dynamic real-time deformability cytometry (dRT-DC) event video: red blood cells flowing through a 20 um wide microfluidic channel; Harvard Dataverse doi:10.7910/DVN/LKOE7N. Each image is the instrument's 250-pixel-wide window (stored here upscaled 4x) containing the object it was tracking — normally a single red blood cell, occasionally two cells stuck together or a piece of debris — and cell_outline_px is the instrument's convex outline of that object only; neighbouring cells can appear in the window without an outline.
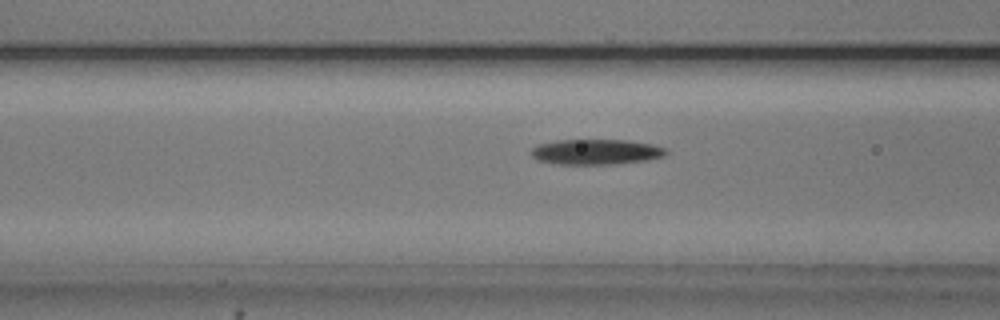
{"species": "common noctule bat (a hibernating species)", "species_latin": "Nyctalus noctula", "temperature_condition": "cold", "stored_images_in_passage": 40, "camera_frame_rate_fps": 3000, "um_per_image_px": 0.085, "animal": {"sex": "male", "body_mass_g": 20.5, "forearm_length_mm": 52.5}, "frame": {"image": 1, "passage_image": 7, "time_ms": 2.0, "image_size_px": [1000, 320], "cell_outline_px": [[668, 152], [664, 156], [648, 160], [616, 164], [556, 164], [536, 160], [532, 156], [532, 148], [536, 144], [556, 140], [628, 140], [652, 144], [664, 148]], "centroid_in_image_um": [50.64, 12.91], "position_along_channel_um": 116.0, "area_um2": 20.06}}
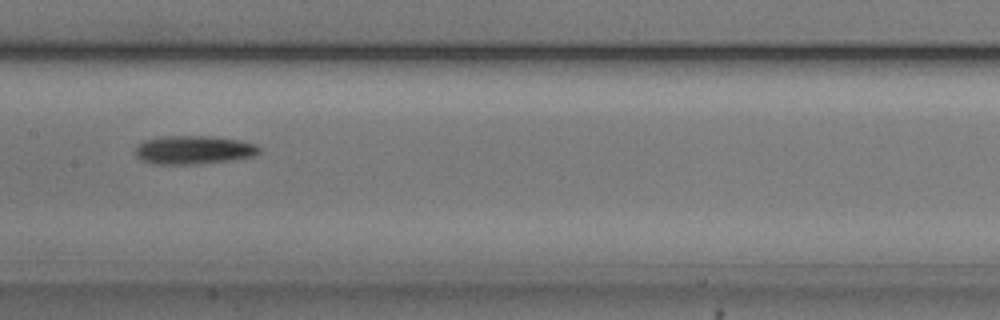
{"frame": {"image": 2, "passage_image": 13, "time_ms": 4.0, "image_size_px": [1000, 320], "cell_outline_px": [[260, 152], [252, 156], [236, 160], [196, 164], [152, 164], [140, 160], [136, 156], [136, 144], [144, 140], [160, 136], [212, 136], [240, 140], [256, 144], [260, 148]], "centroid_in_image_um": [16.44, 12.74], "position_along_channel_um": 191.0, "area_um2": 20.92}}
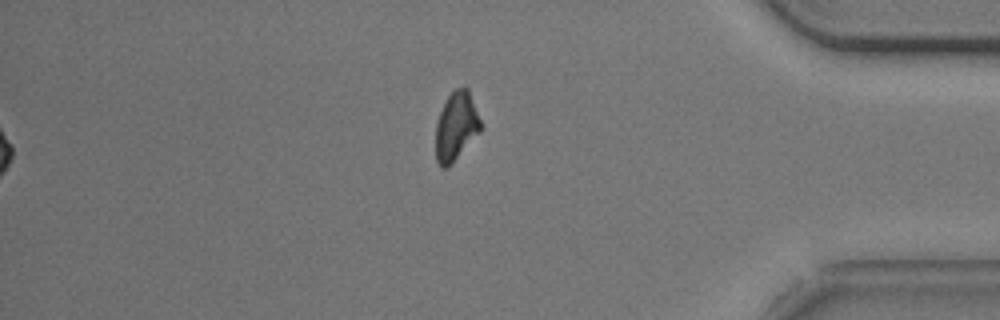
{"frame": {"image": 3, "passage_image": 32, "time_ms": 10.333, "image_size_px": [1000, 320], "cell_outline_px": [[480, 132], [452, 164], [448, 168], [440, 168], [436, 160], [436, 124], [440, 112], [448, 96], [456, 88], [464, 84], [468, 88], [480, 120]], "centroid_in_image_um": [38.76, 10.75], "position_along_channel_um": 396.4, "area_um2": 17.98}, "authors_computed_cell_mechanics": {"area_um2": 19.5364, "velocity_mm_per_s": 3.7269, "shape_relaxation_time_tau1_ms": 4.843, "shape_relaxation_time_tau2_ms": null, "deformation_change_tau1": 0.1382, "deformation_change_tau2": null}}